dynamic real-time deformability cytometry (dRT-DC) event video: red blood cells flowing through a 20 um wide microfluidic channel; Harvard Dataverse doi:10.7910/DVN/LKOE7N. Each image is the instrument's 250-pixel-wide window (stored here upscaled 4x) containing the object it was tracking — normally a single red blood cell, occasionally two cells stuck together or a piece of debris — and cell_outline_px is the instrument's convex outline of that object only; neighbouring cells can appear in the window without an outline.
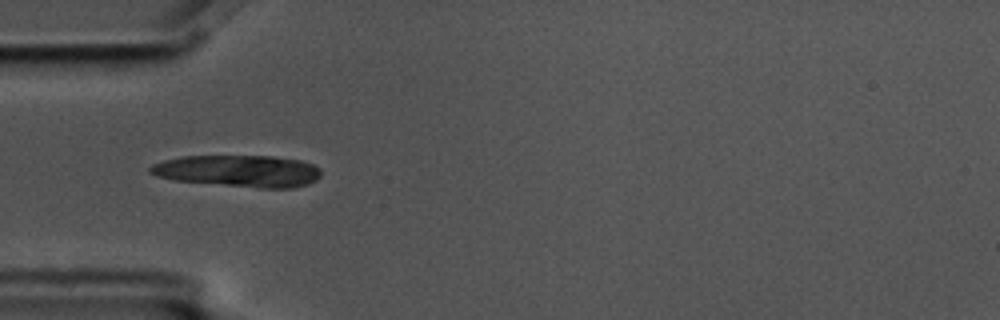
{"species": "common noctule bat (a hibernating species)", "species_latin": "Nyctalus noctula", "temperature_condition": "cold", "stored_images_in_passage": 5, "camera_frame_rate_fps": 3000, "um_per_image_px": 0.085, "animal": {"sex": "male", "body_mass_g": 17.5, "forearm_length_mm": 52.3}, "frame": {"image": 1, "passage_image": 4, "time_ms": 1.0, "image_size_px": [1000, 320], "cell_outline_px": [[320, 176], [316, 180], [308, 184], [292, 188], [260, 188], [172, 180], [156, 176], [148, 172], [148, 168], [152, 164], [164, 160], [180, 156], [272, 156], [300, 160], [312, 164], [320, 168]], "centroid_in_image_um": [20.25, 14.53], "position_along_channel_um": 64.8, "area_um2": 31.85}}